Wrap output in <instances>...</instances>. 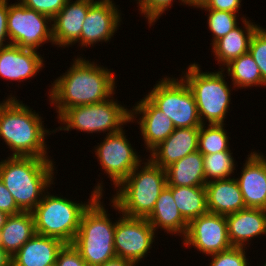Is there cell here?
<instances>
[{"label": "cell", "instance_id": "obj_32", "mask_svg": "<svg viewBox=\"0 0 266 266\" xmlns=\"http://www.w3.org/2000/svg\"><path fill=\"white\" fill-rule=\"evenodd\" d=\"M248 52L259 67L263 81L266 83V29L258 27L254 32Z\"/></svg>", "mask_w": 266, "mask_h": 266}, {"label": "cell", "instance_id": "obj_31", "mask_svg": "<svg viewBox=\"0 0 266 266\" xmlns=\"http://www.w3.org/2000/svg\"><path fill=\"white\" fill-rule=\"evenodd\" d=\"M208 10V28L213 33V43L223 36H226L231 30L238 26L237 14L228 11H219L215 9Z\"/></svg>", "mask_w": 266, "mask_h": 266}, {"label": "cell", "instance_id": "obj_35", "mask_svg": "<svg viewBox=\"0 0 266 266\" xmlns=\"http://www.w3.org/2000/svg\"><path fill=\"white\" fill-rule=\"evenodd\" d=\"M25 7L49 16L51 19L65 6L68 0H19Z\"/></svg>", "mask_w": 266, "mask_h": 266}, {"label": "cell", "instance_id": "obj_4", "mask_svg": "<svg viewBox=\"0 0 266 266\" xmlns=\"http://www.w3.org/2000/svg\"><path fill=\"white\" fill-rule=\"evenodd\" d=\"M137 166L116 188L111 199L114 210L131 218H147L167 185L165 169L154 165L149 159ZM139 167L141 170H138Z\"/></svg>", "mask_w": 266, "mask_h": 266}, {"label": "cell", "instance_id": "obj_43", "mask_svg": "<svg viewBox=\"0 0 266 266\" xmlns=\"http://www.w3.org/2000/svg\"><path fill=\"white\" fill-rule=\"evenodd\" d=\"M9 215H7L5 212L0 211V230L4 226L6 219Z\"/></svg>", "mask_w": 266, "mask_h": 266}, {"label": "cell", "instance_id": "obj_22", "mask_svg": "<svg viewBox=\"0 0 266 266\" xmlns=\"http://www.w3.org/2000/svg\"><path fill=\"white\" fill-rule=\"evenodd\" d=\"M205 187L209 213L227 216L246 208L235 178L211 180Z\"/></svg>", "mask_w": 266, "mask_h": 266}, {"label": "cell", "instance_id": "obj_12", "mask_svg": "<svg viewBox=\"0 0 266 266\" xmlns=\"http://www.w3.org/2000/svg\"><path fill=\"white\" fill-rule=\"evenodd\" d=\"M119 219L116 221L114 234L116 256L136 265L152 248L156 231L146 218L122 215Z\"/></svg>", "mask_w": 266, "mask_h": 266}, {"label": "cell", "instance_id": "obj_20", "mask_svg": "<svg viewBox=\"0 0 266 266\" xmlns=\"http://www.w3.org/2000/svg\"><path fill=\"white\" fill-rule=\"evenodd\" d=\"M232 247L246 248L250 239L266 234V210L245 208L226 216Z\"/></svg>", "mask_w": 266, "mask_h": 266}, {"label": "cell", "instance_id": "obj_30", "mask_svg": "<svg viewBox=\"0 0 266 266\" xmlns=\"http://www.w3.org/2000/svg\"><path fill=\"white\" fill-rule=\"evenodd\" d=\"M231 151L203 155L206 183L211 180L229 179L235 170L234 158ZM209 178H213L210 179Z\"/></svg>", "mask_w": 266, "mask_h": 266}, {"label": "cell", "instance_id": "obj_19", "mask_svg": "<svg viewBox=\"0 0 266 266\" xmlns=\"http://www.w3.org/2000/svg\"><path fill=\"white\" fill-rule=\"evenodd\" d=\"M137 114L142 115L139 118V126L141 135L147 150L151 151L158 144L168 138L173 131L175 126L168 116L156 108L146 97H144L135 107L131 110V121Z\"/></svg>", "mask_w": 266, "mask_h": 266}, {"label": "cell", "instance_id": "obj_6", "mask_svg": "<svg viewBox=\"0 0 266 266\" xmlns=\"http://www.w3.org/2000/svg\"><path fill=\"white\" fill-rule=\"evenodd\" d=\"M98 196L83 212L72 246L89 266H99L116 256L114 234L116 222L108 218Z\"/></svg>", "mask_w": 266, "mask_h": 266}, {"label": "cell", "instance_id": "obj_14", "mask_svg": "<svg viewBox=\"0 0 266 266\" xmlns=\"http://www.w3.org/2000/svg\"><path fill=\"white\" fill-rule=\"evenodd\" d=\"M120 15L112 0L94 1L88 8L79 44L88 47L98 42H108L119 27Z\"/></svg>", "mask_w": 266, "mask_h": 266}, {"label": "cell", "instance_id": "obj_42", "mask_svg": "<svg viewBox=\"0 0 266 266\" xmlns=\"http://www.w3.org/2000/svg\"><path fill=\"white\" fill-rule=\"evenodd\" d=\"M209 0H188V6L200 7L205 5Z\"/></svg>", "mask_w": 266, "mask_h": 266}, {"label": "cell", "instance_id": "obj_10", "mask_svg": "<svg viewBox=\"0 0 266 266\" xmlns=\"http://www.w3.org/2000/svg\"><path fill=\"white\" fill-rule=\"evenodd\" d=\"M52 19L35 10L25 7L18 1L10 4L8 8L7 29L9 44L24 49L36 50L43 43L52 42Z\"/></svg>", "mask_w": 266, "mask_h": 266}, {"label": "cell", "instance_id": "obj_28", "mask_svg": "<svg viewBox=\"0 0 266 266\" xmlns=\"http://www.w3.org/2000/svg\"><path fill=\"white\" fill-rule=\"evenodd\" d=\"M228 76H231L233 87L265 86L259 67L250 55L246 53L226 65Z\"/></svg>", "mask_w": 266, "mask_h": 266}, {"label": "cell", "instance_id": "obj_25", "mask_svg": "<svg viewBox=\"0 0 266 266\" xmlns=\"http://www.w3.org/2000/svg\"><path fill=\"white\" fill-rule=\"evenodd\" d=\"M35 234L34 218L31 212L10 215L0 230V245L12 258Z\"/></svg>", "mask_w": 266, "mask_h": 266}, {"label": "cell", "instance_id": "obj_40", "mask_svg": "<svg viewBox=\"0 0 266 266\" xmlns=\"http://www.w3.org/2000/svg\"><path fill=\"white\" fill-rule=\"evenodd\" d=\"M99 266H135V264L129 260L115 257Z\"/></svg>", "mask_w": 266, "mask_h": 266}, {"label": "cell", "instance_id": "obj_2", "mask_svg": "<svg viewBox=\"0 0 266 266\" xmlns=\"http://www.w3.org/2000/svg\"><path fill=\"white\" fill-rule=\"evenodd\" d=\"M54 163L50 159L9 156L0 162V179L23 212H31L53 184Z\"/></svg>", "mask_w": 266, "mask_h": 266}, {"label": "cell", "instance_id": "obj_29", "mask_svg": "<svg viewBox=\"0 0 266 266\" xmlns=\"http://www.w3.org/2000/svg\"><path fill=\"white\" fill-rule=\"evenodd\" d=\"M202 124L199 127L198 151L202 155L231 151L229 148V136L224 130V124ZM206 128V129H205Z\"/></svg>", "mask_w": 266, "mask_h": 266}, {"label": "cell", "instance_id": "obj_16", "mask_svg": "<svg viewBox=\"0 0 266 266\" xmlns=\"http://www.w3.org/2000/svg\"><path fill=\"white\" fill-rule=\"evenodd\" d=\"M68 0L65 6L52 18L53 44L68 47L80 42V35L88 12L94 0Z\"/></svg>", "mask_w": 266, "mask_h": 266}, {"label": "cell", "instance_id": "obj_33", "mask_svg": "<svg viewBox=\"0 0 266 266\" xmlns=\"http://www.w3.org/2000/svg\"><path fill=\"white\" fill-rule=\"evenodd\" d=\"M245 254L243 247H231L228 250L211 255L210 266H248V258Z\"/></svg>", "mask_w": 266, "mask_h": 266}, {"label": "cell", "instance_id": "obj_41", "mask_svg": "<svg viewBox=\"0 0 266 266\" xmlns=\"http://www.w3.org/2000/svg\"><path fill=\"white\" fill-rule=\"evenodd\" d=\"M0 266H12L11 256L0 245Z\"/></svg>", "mask_w": 266, "mask_h": 266}, {"label": "cell", "instance_id": "obj_9", "mask_svg": "<svg viewBox=\"0 0 266 266\" xmlns=\"http://www.w3.org/2000/svg\"><path fill=\"white\" fill-rule=\"evenodd\" d=\"M153 87L146 98L172 120L175 128L202 125L194 94L182 77H164Z\"/></svg>", "mask_w": 266, "mask_h": 266}, {"label": "cell", "instance_id": "obj_27", "mask_svg": "<svg viewBox=\"0 0 266 266\" xmlns=\"http://www.w3.org/2000/svg\"><path fill=\"white\" fill-rule=\"evenodd\" d=\"M182 217L191 220L208 213L205 186H167Z\"/></svg>", "mask_w": 266, "mask_h": 266}, {"label": "cell", "instance_id": "obj_34", "mask_svg": "<svg viewBox=\"0 0 266 266\" xmlns=\"http://www.w3.org/2000/svg\"><path fill=\"white\" fill-rule=\"evenodd\" d=\"M174 0H138L140 13L144 14L147 18L149 27L153 25L159 19V16L164 13L170 6H172ZM183 4H188V0H180Z\"/></svg>", "mask_w": 266, "mask_h": 266}, {"label": "cell", "instance_id": "obj_15", "mask_svg": "<svg viewBox=\"0 0 266 266\" xmlns=\"http://www.w3.org/2000/svg\"><path fill=\"white\" fill-rule=\"evenodd\" d=\"M236 181L246 208L266 210V157L251 152Z\"/></svg>", "mask_w": 266, "mask_h": 266}, {"label": "cell", "instance_id": "obj_8", "mask_svg": "<svg viewBox=\"0 0 266 266\" xmlns=\"http://www.w3.org/2000/svg\"><path fill=\"white\" fill-rule=\"evenodd\" d=\"M58 119L63 125L67 124L59 130L76 129L87 133L108 131L107 134H113L121 131L124 123L131 122V110L109 98L100 103L68 108Z\"/></svg>", "mask_w": 266, "mask_h": 266}, {"label": "cell", "instance_id": "obj_5", "mask_svg": "<svg viewBox=\"0 0 266 266\" xmlns=\"http://www.w3.org/2000/svg\"><path fill=\"white\" fill-rule=\"evenodd\" d=\"M103 186L98 183L87 203H76L70 199L44 193L41 202L31 211L35 231L48 237L61 240L64 244H72L80 226L83 212L98 197L102 196Z\"/></svg>", "mask_w": 266, "mask_h": 266}, {"label": "cell", "instance_id": "obj_11", "mask_svg": "<svg viewBox=\"0 0 266 266\" xmlns=\"http://www.w3.org/2000/svg\"><path fill=\"white\" fill-rule=\"evenodd\" d=\"M124 134L123 129L117 133L106 134L104 141L95 147L102 170L112 179L115 188L142 161Z\"/></svg>", "mask_w": 266, "mask_h": 266}, {"label": "cell", "instance_id": "obj_23", "mask_svg": "<svg viewBox=\"0 0 266 266\" xmlns=\"http://www.w3.org/2000/svg\"><path fill=\"white\" fill-rule=\"evenodd\" d=\"M146 219L154 230L160 228L170 234H181L183 238L188 229V222L179 212L172 191L167 186L161 191L154 209Z\"/></svg>", "mask_w": 266, "mask_h": 266}, {"label": "cell", "instance_id": "obj_37", "mask_svg": "<svg viewBox=\"0 0 266 266\" xmlns=\"http://www.w3.org/2000/svg\"><path fill=\"white\" fill-rule=\"evenodd\" d=\"M0 211L7 215H16L23 212L16 204L15 199L0 179Z\"/></svg>", "mask_w": 266, "mask_h": 266}, {"label": "cell", "instance_id": "obj_21", "mask_svg": "<svg viewBox=\"0 0 266 266\" xmlns=\"http://www.w3.org/2000/svg\"><path fill=\"white\" fill-rule=\"evenodd\" d=\"M64 245L57 238L36 233L12 256V266L54 265Z\"/></svg>", "mask_w": 266, "mask_h": 266}, {"label": "cell", "instance_id": "obj_39", "mask_svg": "<svg viewBox=\"0 0 266 266\" xmlns=\"http://www.w3.org/2000/svg\"><path fill=\"white\" fill-rule=\"evenodd\" d=\"M8 0H0V49L10 45L9 43L5 45L4 42L9 39L8 29H7V17H8Z\"/></svg>", "mask_w": 266, "mask_h": 266}, {"label": "cell", "instance_id": "obj_38", "mask_svg": "<svg viewBox=\"0 0 266 266\" xmlns=\"http://www.w3.org/2000/svg\"><path fill=\"white\" fill-rule=\"evenodd\" d=\"M241 0H209L205 5L198 8L200 9H215L219 11H228L237 13L241 7Z\"/></svg>", "mask_w": 266, "mask_h": 266}, {"label": "cell", "instance_id": "obj_3", "mask_svg": "<svg viewBox=\"0 0 266 266\" xmlns=\"http://www.w3.org/2000/svg\"><path fill=\"white\" fill-rule=\"evenodd\" d=\"M38 113L10 97L0 102V137L9 146L12 156H30L49 159L44 128Z\"/></svg>", "mask_w": 266, "mask_h": 266}, {"label": "cell", "instance_id": "obj_18", "mask_svg": "<svg viewBox=\"0 0 266 266\" xmlns=\"http://www.w3.org/2000/svg\"><path fill=\"white\" fill-rule=\"evenodd\" d=\"M199 127L175 128L173 133L150 151L149 160L163 169L198 151Z\"/></svg>", "mask_w": 266, "mask_h": 266}, {"label": "cell", "instance_id": "obj_13", "mask_svg": "<svg viewBox=\"0 0 266 266\" xmlns=\"http://www.w3.org/2000/svg\"><path fill=\"white\" fill-rule=\"evenodd\" d=\"M184 245H193L206 256L228 250L232 244L228 236L226 216L206 213L188 223Z\"/></svg>", "mask_w": 266, "mask_h": 266}, {"label": "cell", "instance_id": "obj_7", "mask_svg": "<svg viewBox=\"0 0 266 266\" xmlns=\"http://www.w3.org/2000/svg\"><path fill=\"white\" fill-rule=\"evenodd\" d=\"M200 65L190 64L183 79L194 94L202 124H224L229 110L231 91L224 80V69L217 72H201Z\"/></svg>", "mask_w": 266, "mask_h": 266}, {"label": "cell", "instance_id": "obj_26", "mask_svg": "<svg viewBox=\"0 0 266 266\" xmlns=\"http://www.w3.org/2000/svg\"><path fill=\"white\" fill-rule=\"evenodd\" d=\"M166 186H205L203 155L193 152L165 168Z\"/></svg>", "mask_w": 266, "mask_h": 266}, {"label": "cell", "instance_id": "obj_36", "mask_svg": "<svg viewBox=\"0 0 266 266\" xmlns=\"http://www.w3.org/2000/svg\"><path fill=\"white\" fill-rule=\"evenodd\" d=\"M56 266H89L80 253L71 245L65 244L58 252Z\"/></svg>", "mask_w": 266, "mask_h": 266}, {"label": "cell", "instance_id": "obj_17", "mask_svg": "<svg viewBox=\"0 0 266 266\" xmlns=\"http://www.w3.org/2000/svg\"><path fill=\"white\" fill-rule=\"evenodd\" d=\"M43 61L36 50L10 44L0 49V77L23 82L39 73L44 66Z\"/></svg>", "mask_w": 266, "mask_h": 266}, {"label": "cell", "instance_id": "obj_1", "mask_svg": "<svg viewBox=\"0 0 266 266\" xmlns=\"http://www.w3.org/2000/svg\"><path fill=\"white\" fill-rule=\"evenodd\" d=\"M115 75L103 66L76 58L69 70L58 77L49 93L58 117L68 108L100 103L115 94Z\"/></svg>", "mask_w": 266, "mask_h": 266}, {"label": "cell", "instance_id": "obj_24", "mask_svg": "<svg viewBox=\"0 0 266 266\" xmlns=\"http://www.w3.org/2000/svg\"><path fill=\"white\" fill-rule=\"evenodd\" d=\"M244 30L239 26L231 30L226 36L221 37L212 44L213 53L218 60V64L223 67L229 64L232 60L248 53L250 40L259 27L257 24L248 21L245 17L242 18ZM220 62V63H219Z\"/></svg>", "mask_w": 266, "mask_h": 266}]
</instances>
